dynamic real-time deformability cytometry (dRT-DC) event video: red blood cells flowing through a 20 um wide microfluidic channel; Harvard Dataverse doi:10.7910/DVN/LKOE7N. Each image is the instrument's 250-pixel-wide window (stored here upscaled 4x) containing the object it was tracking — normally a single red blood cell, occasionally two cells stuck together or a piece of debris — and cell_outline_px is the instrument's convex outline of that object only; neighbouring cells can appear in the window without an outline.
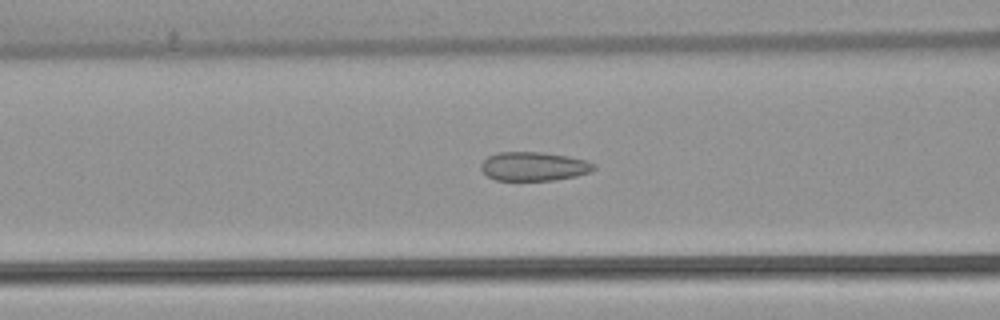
{"species": "common noctule bat (a hibernating species)", "species_latin": "Nyctalus noctula", "temperature_condition": "warm", "stored_images_in_passage": 52, "camera_frame_rate_fps": 3000, "um_per_image_px": 0.085, "animal": {"sex": "female", "body_mass_g": 22.7, "forearm_length_mm": 54.2}, "frame": {"image": 1, "passage_image": 21, "time_ms": 6.667, "image_size_px": [1000, 320], "cell_outline_px": [[596, 168], [592, 172], [576, 176], [552, 180], [496, 180], [488, 176], [480, 168], [480, 164], [488, 156], [496, 152], [544, 152], [568, 156], [588, 160], [596, 164]], "centroid_in_image_um": [45.41, 14.13], "position_along_channel_um": 121.2, "area_um2": 19.19}}
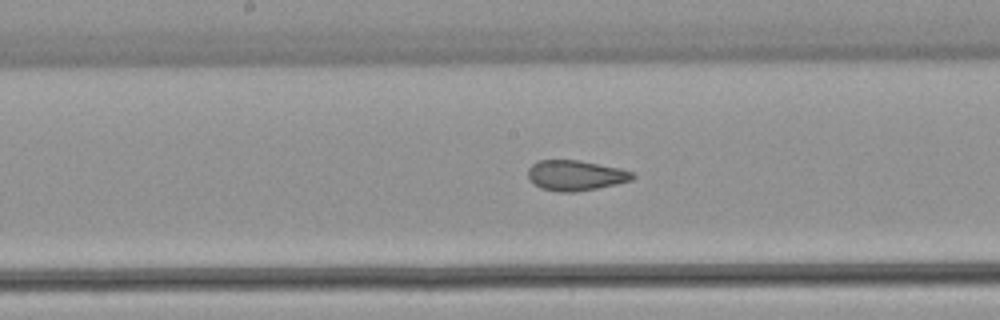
{"frame": {"image": 2, "passage_image": 27, "time_ms": 8.667, "image_size_px": [1000, 320], "cell_outline_px": [[636, 176], [632, 180], [616, 184], [576, 192], [560, 192], [540, 188], [528, 176], [528, 168], [532, 164], [540, 160], [576, 160], [620, 168], [636, 172]], "centroid_in_image_um": [48.96, 14.91], "position_along_channel_um": 199.2, "area_um2": 18.38}}
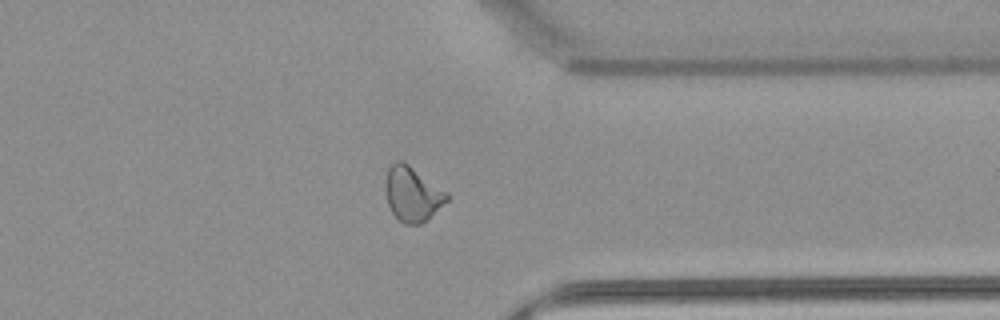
{"frame": {"image": 3, "passage_image": 41, "time_ms": 13.333, "image_size_px": [1000, 320], "cell_outline_px": [[448, 200], [420, 224], [404, 224], [392, 212], [388, 204], [384, 188], [384, 184], [388, 168], [396, 160], [400, 160], [408, 164], [448, 192]], "centroid_in_image_um": [35.02, 16.47], "position_along_channel_um": 376.4, "area_um2": 19.36}, "authors_computed_cell_mechanics": {"area_um2": 20.4323, "velocity_mm_per_s": 3.906, "shape_relaxation_time_tau1_ms": null, "shape_relaxation_time_tau2_ms": 0.955, "deformation_change_tau1": null, "deformation_change_tau2": 0.0722}}